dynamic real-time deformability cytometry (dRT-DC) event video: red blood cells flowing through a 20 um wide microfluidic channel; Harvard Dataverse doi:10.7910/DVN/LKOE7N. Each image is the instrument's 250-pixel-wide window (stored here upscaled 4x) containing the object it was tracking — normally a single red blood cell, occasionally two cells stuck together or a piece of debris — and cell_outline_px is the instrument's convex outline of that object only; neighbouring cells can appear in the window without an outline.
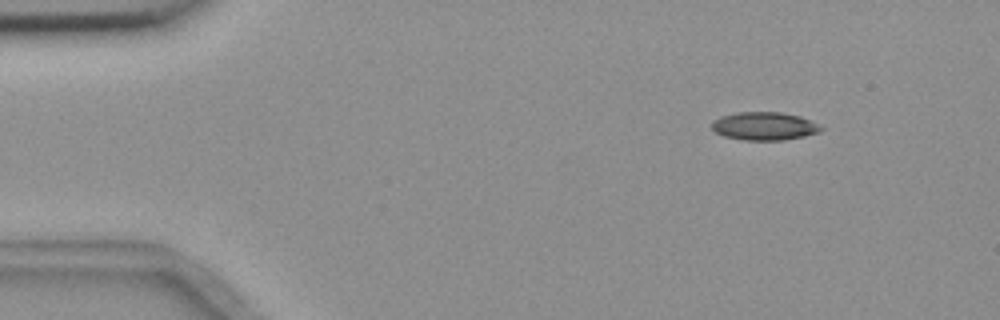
{"species": "common noctule bat (a hibernating species)", "species_latin": "Nyctalus noctula", "temperature_condition": "room temperature", "stored_images_in_passage": 5, "camera_frame_rate_fps": 3000, "um_per_image_px": 0.085, "animal": {"sex": "female", "body_mass_g": 18.4}, "frame": {"image": 1, "passage_image": 2, "time_ms": 1.0, "image_size_px": [1000, 320], "cell_outline_px": [[824, 128], [820, 132], [804, 136], [784, 140], [744, 140], [724, 136], [716, 132], [712, 128], [712, 120], [720, 116], [736, 112], [780, 112], [800, 116]], "centroid_in_image_um": [64.94, 10.72], "position_along_channel_um": 20.1, "area_um2": 17.86}}